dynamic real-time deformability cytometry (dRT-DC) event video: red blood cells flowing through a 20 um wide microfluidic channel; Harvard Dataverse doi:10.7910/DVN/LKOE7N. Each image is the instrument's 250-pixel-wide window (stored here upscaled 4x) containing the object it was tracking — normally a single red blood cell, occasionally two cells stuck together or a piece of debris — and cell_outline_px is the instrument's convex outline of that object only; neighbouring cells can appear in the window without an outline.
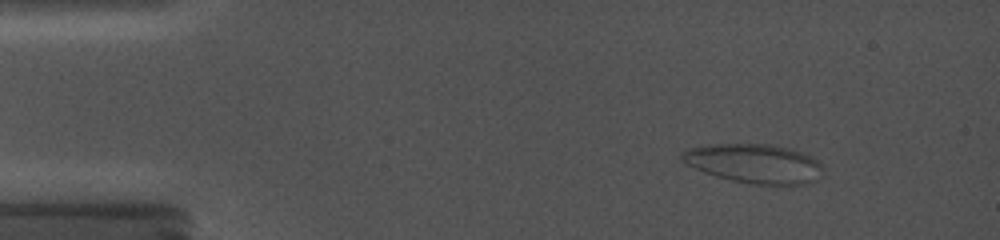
{"species": "common noctule bat (a hibernating species)", "species_latin": "Nyctalus noctula", "temperature_condition": "cold", "stored_images_in_passage": 72, "camera_frame_rate_fps": 5000, "um_per_image_px": 0.085, "animal": {"sex": "female", "body_mass_g": 19.0, "forearm_length_mm": 56.7}, "frame": {"image": 1, "passage_image": 12, "time_ms": 2.0, "image_size_px": [1000, 240], "cell_outline_px": [[820, 180], [804, 184], [752, 184], [732, 180], [716, 176], [704, 172], [680, 160], [680, 152], [688, 148], [708, 144], [768, 144], [804, 152], [816, 160], [820, 164]], "centroid_in_image_um": [64.08, 13.89], "position_along_channel_um": 20.9, "area_um2": 32.02}}
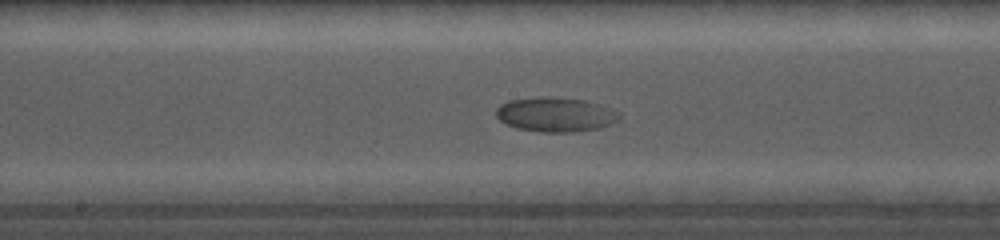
{"frame": {"image": 2, "passage_image": 54, "time_ms": 9.8, "image_size_px": [1000, 240], "cell_outline_px": [[620, 120], [600, 128], [572, 132], [540, 132], [516, 128], [500, 120], [496, 116], [496, 108], [500, 104], [508, 100], [540, 96], [544, 96], [584, 100], [600, 104], [620, 112]], "centroid_in_image_um": [47.22, 9.73], "position_along_channel_um": 201.0, "area_um2": 24.91}}
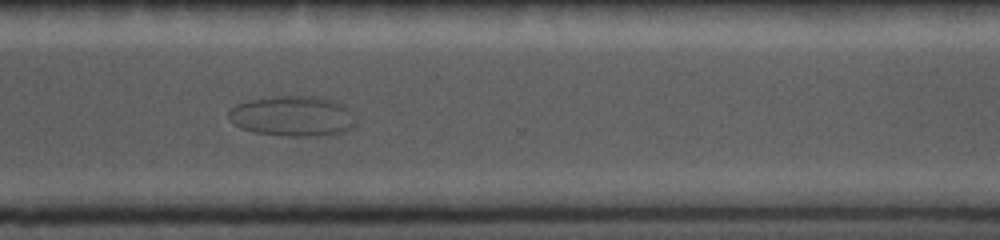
{"frame": {"image": 3, "passage_image": 71, "time_ms": 14.0, "image_size_px": [1000, 240], "cell_outline_px": [[356, 124], [352, 128], [344, 132], [332, 136], [288, 136], [256, 132], [240, 128], [232, 124], [228, 116], [228, 112], [236, 104], [248, 100], [272, 96], [316, 96], [332, 100], [344, 104], [352, 112], [356, 120]], "centroid_in_image_um": [24.91, 9.87], "position_along_channel_um": 345.7, "area_um2": 30.4}}